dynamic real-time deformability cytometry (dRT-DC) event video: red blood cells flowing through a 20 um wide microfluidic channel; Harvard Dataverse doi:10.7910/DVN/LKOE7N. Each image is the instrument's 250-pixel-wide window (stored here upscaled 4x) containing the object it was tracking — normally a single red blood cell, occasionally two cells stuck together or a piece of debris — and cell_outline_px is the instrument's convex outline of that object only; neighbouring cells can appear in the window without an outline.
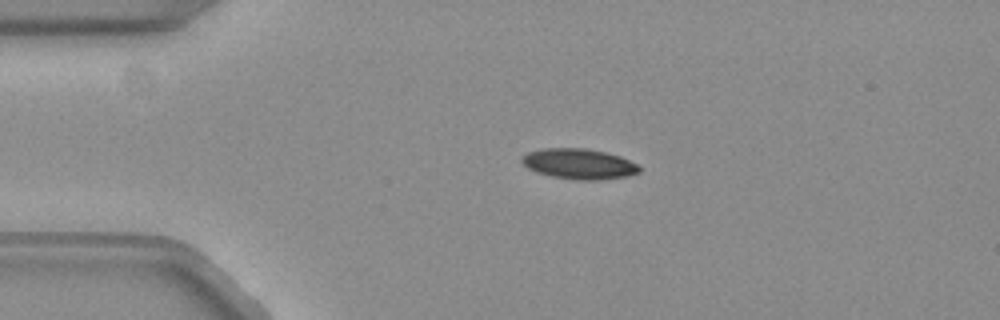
{"species": "common noctule bat (a hibernating species)", "species_latin": "Nyctalus noctula", "temperature_condition": "warm", "stored_images_in_passage": 34, "camera_frame_rate_fps": 3000, "um_per_image_px": 0.085, "animal": {"sex": "female", "body_mass_g": 19.3, "forearm_length_mm": 54.1}, "frame": {"image": 1, "passage_image": 4, "time_ms": 1.0, "image_size_px": [1000, 320], "cell_outline_px": [[640, 172], [624, 176], [600, 180], [576, 180], [552, 176], [536, 172], [528, 168], [520, 160], [528, 152], [544, 148], [584, 148], [604, 152], [620, 156], [636, 164], [640, 168]], "centroid_in_image_um": [49.19, 13.93], "position_along_channel_um": 35.8, "area_um2": 20.58}}
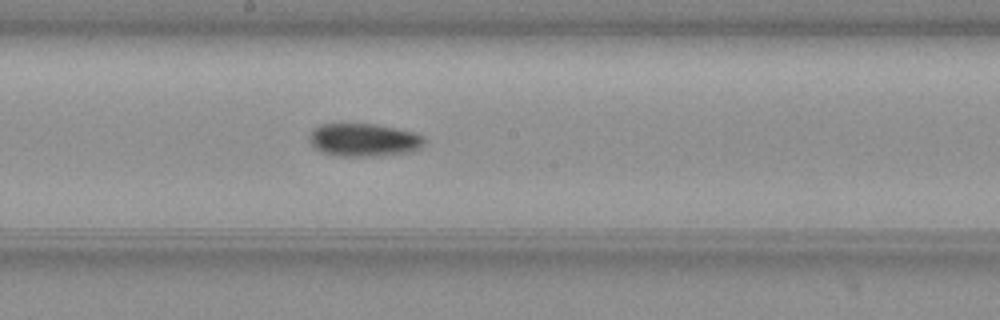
{"frame": {"image": 2, "passage_image": 21, "time_ms": 6.667, "image_size_px": [1000, 320], "cell_outline_px": [[424, 144], [420, 148], [412, 152], [384, 156], [336, 156], [320, 152], [312, 148], [308, 140], [308, 136], [312, 128], [320, 124], [372, 124], [412, 132], [424, 136]], "centroid_in_image_um": [30.86, 11.92], "position_along_channel_um": 217.3, "area_um2": 22.48}}
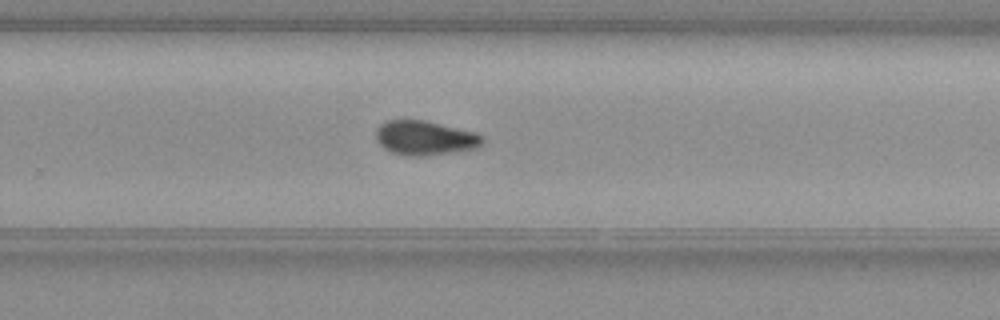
{"frame": {"image": 3, "passage_image": 27, "time_ms": 8.667, "image_size_px": [1000, 320], "cell_outline_px": [[484, 144], [480, 148], [460, 152], [420, 156], [408, 156], [392, 152], [384, 148], [376, 140], [376, 128], [384, 120], [424, 120], [476, 132], [484, 140]], "centroid_in_image_um": [36.15, 11.73], "position_along_channel_um": 293.7, "area_um2": 21.68}, "authors_computed_cell_mechanics": {"area_um2": 21.7617, "velocity_mm_per_s": 3.8422, "shape_relaxation_time_tau1_ms": 5.6471, "shape_relaxation_time_tau2_ms": null, "deformation_change_tau1": 0.1598, "deformation_change_tau2": null}}